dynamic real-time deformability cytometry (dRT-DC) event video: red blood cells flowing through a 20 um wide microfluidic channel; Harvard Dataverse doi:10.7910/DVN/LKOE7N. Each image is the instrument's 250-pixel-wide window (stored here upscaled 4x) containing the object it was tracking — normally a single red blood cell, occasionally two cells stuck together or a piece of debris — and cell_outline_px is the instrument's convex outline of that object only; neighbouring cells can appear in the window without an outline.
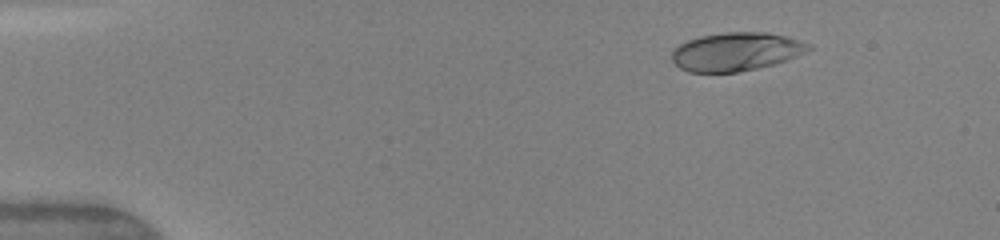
{"species": "human", "species_latin": "Homo sapiens", "temperature_condition": "warm", "stored_images_in_passage": 43, "camera_frame_rate_fps": 3000, "um_per_image_px": 0.085, "donor": {"sex": "female"}, "frame": {"image": 1, "passage_image": 1, "time_ms": 0.0, "image_size_px": [1000, 240], "cell_outline_px": [[812, 48], [788, 60], [756, 68], [736, 72], [688, 72], [680, 68], [672, 60], [672, 52], [680, 44], [688, 40], [700, 36], [724, 32], [768, 32], [788, 36], [812, 44]], "centroid_in_image_um": [62.59, 4.38], "position_along_channel_um": 22.4, "area_um2": 30.58}}
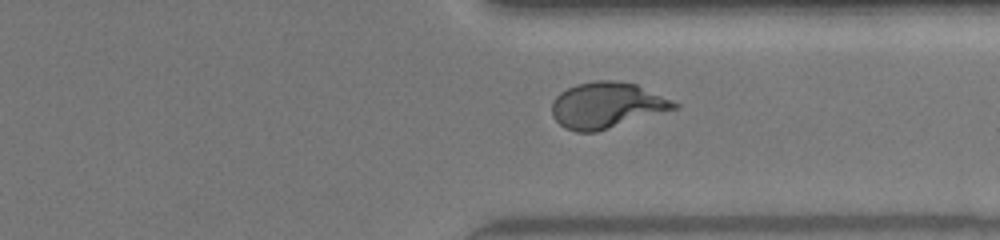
{"frame": {"image": 2, "passage_image": 32, "time_ms": 10.333, "image_size_px": [1000, 240], "cell_outline_px": [[680, 104], [676, 108], [596, 132], [576, 132], [564, 128], [552, 116], [552, 100], [560, 92], [576, 84], [596, 80], [620, 80], [636, 84]], "centroid_in_image_um": [51.52, 8.94], "position_along_channel_um": 359.9, "area_um2": 32.54}}
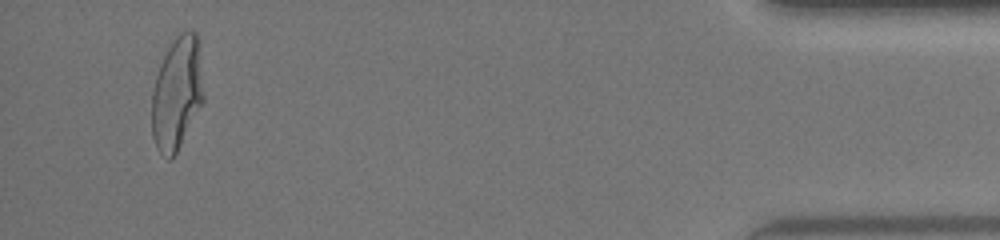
{"frame": {"image": 3, "passage_image": 41, "time_ms": 13.333, "image_size_px": [1000, 240], "cell_outline_px": [[204, 100], [172, 160], [168, 160], [156, 148], [152, 136], [152, 92], [156, 76], [160, 64], [172, 32], [196, 32], [204, 96]], "centroid_in_image_um": [15.01, 7.9], "position_along_channel_um": 420.2, "area_um2": 34.28}, "authors_computed_cell_mechanics": {"area_um2": 31.8478, "velocity_mm_per_s": 4.1641, "shape_relaxation_time_tau1_ms": 4.5219, "shape_relaxation_time_tau2_ms": null, "deformation_change_tau1": 0.2325, "deformation_change_tau2": null}}